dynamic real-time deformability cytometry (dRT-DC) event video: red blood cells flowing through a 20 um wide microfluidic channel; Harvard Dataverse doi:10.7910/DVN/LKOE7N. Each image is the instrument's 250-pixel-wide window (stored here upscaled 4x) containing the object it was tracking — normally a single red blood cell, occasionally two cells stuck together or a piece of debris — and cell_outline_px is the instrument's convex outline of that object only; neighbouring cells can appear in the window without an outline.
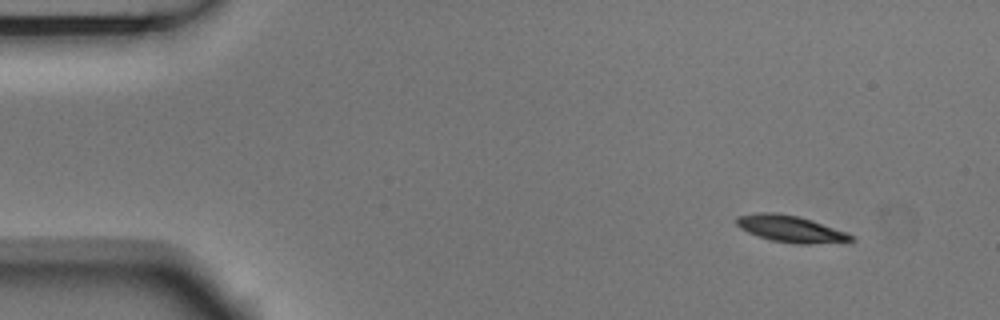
{"species": "Egyptian fruit bat (a non-hibernating species)", "species_latin": "Rousettus aegyptiacus", "temperature_condition": "room temperature", "stored_images_in_passage": 4, "camera_frame_rate_fps": 3000, "um_per_image_px": 0.085, "animal": {"sex": "male"}, "frame": {"image": 1, "passage_image": 1, "time_ms": 0.0, "image_size_px": [1000, 320], "cell_outline_px": [[856, 240], [812, 244], [796, 244], [772, 240], [748, 232], [740, 228], [736, 224], [736, 216], [760, 212], [776, 212], [800, 216], [848, 232], [856, 236]], "centroid_in_image_um": [67.24, 19.44], "position_along_channel_um": 17.8, "area_um2": 17.92}}
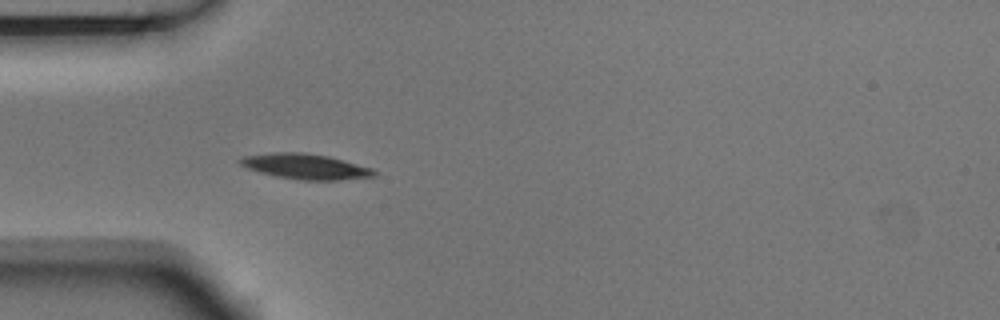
{"frame": {"image": 2, "passage_image": 4, "time_ms": 1.0, "image_size_px": [1000, 320], "cell_outline_px": [[376, 176], [336, 180], [300, 180], [276, 176], [260, 172], [248, 168], [240, 164], [236, 160], [244, 156], [272, 152], [300, 152], [328, 156], [372, 168], [376, 172]], "centroid_in_image_um": [25.94, 14.15], "position_along_channel_um": 59.1, "area_um2": 19.65}}